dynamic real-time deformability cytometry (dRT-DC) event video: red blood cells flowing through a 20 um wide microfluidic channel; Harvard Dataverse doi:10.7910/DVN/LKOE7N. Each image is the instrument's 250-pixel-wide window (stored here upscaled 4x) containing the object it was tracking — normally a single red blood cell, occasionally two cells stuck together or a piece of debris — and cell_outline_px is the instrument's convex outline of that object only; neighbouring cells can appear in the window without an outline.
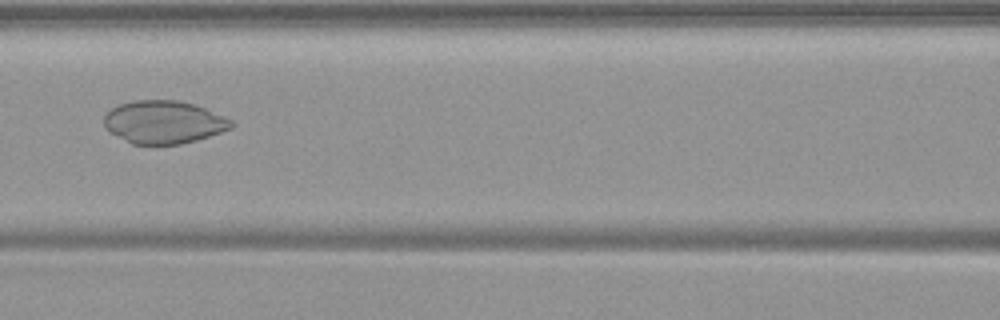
{"species": "common noctule bat (a hibernating species)", "species_latin": "Nyctalus noctula", "temperature_condition": "warm", "stored_images_in_passage": 54, "camera_frame_rate_fps": 3000, "um_per_image_px": 0.085, "animal": {"sex": "female", "body_mass_g": 19.9}, "frame": {"image": 1, "passage_image": 25, "time_ms": 8.0, "image_size_px": [1000, 320], "cell_outline_px": [[236, 124], [232, 128], [196, 140], [180, 144], [132, 144], [108, 132], [104, 128], [104, 116], [112, 108], [120, 104], [132, 100], [180, 100], [204, 108], [224, 116], [232, 120]], "centroid_in_image_um": [13.9, 10.38], "position_along_channel_um": 152.7, "area_um2": 31.85}}
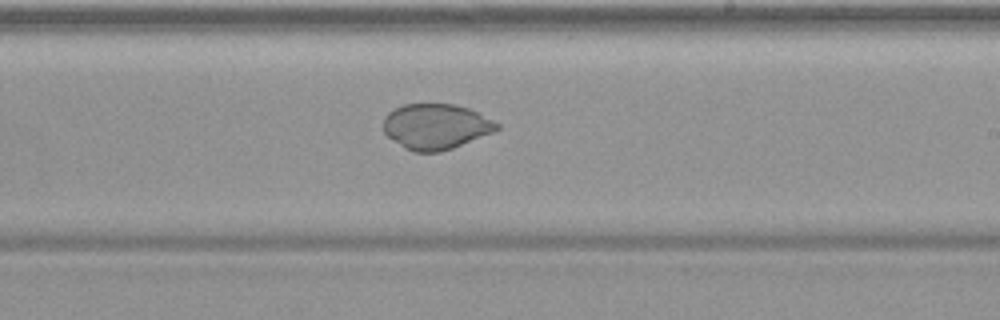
{"frame": {"image": 2, "passage_image": 33, "time_ms": 10.667, "image_size_px": [1000, 320], "cell_outline_px": [[500, 128], [492, 132], [452, 148], [440, 152], [412, 152], [404, 148], [392, 140], [384, 132], [384, 116], [388, 112], [404, 104], [452, 104], [468, 108], [500, 124]], "centroid_in_image_um": [37.01, 10.76], "position_along_channel_um": 252.0, "area_um2": 29.82}}
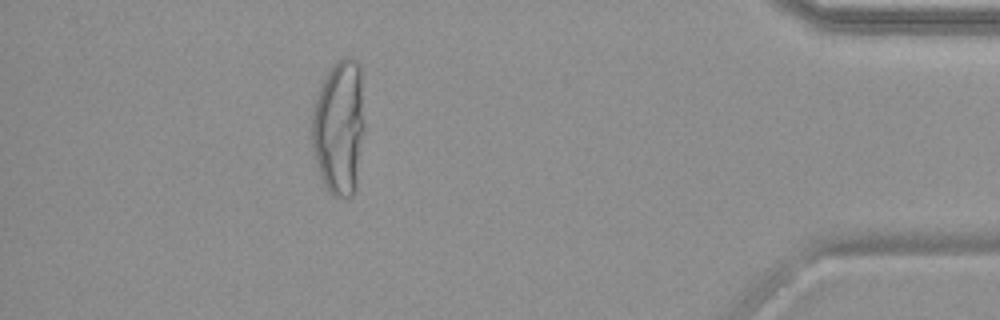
{"frame": {"image": 3, "passage_image": 49, "time_ms": 16.0, "image_size_px": [1000, 320], "cell_outline_px": [[364, 132], [356, 192], [352, 196], [332, 196], [328, 192], [320, 176], [312, 152], [312, 108], [316, 92], [328, 72], [344, 56], [352, 56], [360, 64], [364, 124]], "centroid_in_image_um": [28.83, 10.85], "position_along_channel_um": 406.4, "area_um2": 42.19}}